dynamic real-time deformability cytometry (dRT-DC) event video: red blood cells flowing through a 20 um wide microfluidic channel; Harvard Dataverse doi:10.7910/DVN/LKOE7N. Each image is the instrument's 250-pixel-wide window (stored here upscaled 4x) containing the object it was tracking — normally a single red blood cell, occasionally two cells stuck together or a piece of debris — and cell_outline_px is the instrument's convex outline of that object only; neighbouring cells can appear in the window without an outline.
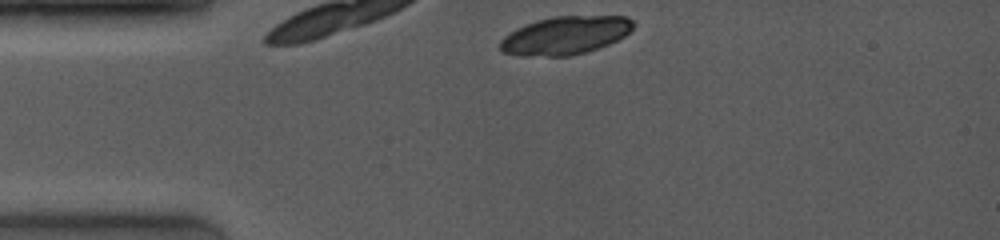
{"species": "common noctule bat (a hibernating species)", "species_latin": "Nyctalus noctula", "temperature_condition": "room temperature", "stored_images_in_passage": 5, "camera_frame_rate_fps": 4000, "um_per_image_px": 0.085, "animal": {"sex": "female", "body_mass_g": 19.0, "forearm_length_mm": 53.3}, "frame": {"image": 1, "passage_image": 1, "time_ms": 0.0, "image_size_px": [1000, 240], "cell_outline_px": [[636, 24], [624, 36], [608, 44], [572, 56], [524, 56], [500, 52], [500, 40], [504, 36], [516, 28], [524, 24], [536, 20], [552, 16], [628, 16]], "centroid_in_image_um": [48.02, 3.0], "position_along_channel_um": 37.0, "area_um2": 29.71}}